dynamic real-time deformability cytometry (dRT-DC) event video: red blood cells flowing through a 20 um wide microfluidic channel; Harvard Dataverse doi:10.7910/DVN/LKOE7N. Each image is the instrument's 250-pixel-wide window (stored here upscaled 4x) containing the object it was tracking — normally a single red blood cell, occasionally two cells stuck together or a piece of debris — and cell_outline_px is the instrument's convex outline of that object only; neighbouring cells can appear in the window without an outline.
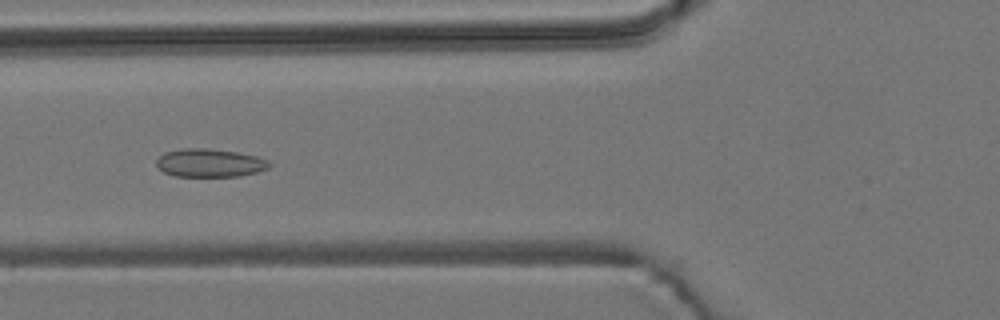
{"species": "common noctule bat (a hibernating species)", "species_latin": "Nyctalus noctula", "temperature_condition": "room temperature", "stored_images_in_passage": 55, "camera_frame_rate_fps": 3000, "um_per_image_px": 0.085, "animal": {"sex": "male", "body_mass_g": 19.2, "forearm_length_mm": 51.8}, "frame": {"image": 1, "passage_image": 21, "time_ms": 6.667, "image_size_px": [1000, 320], "cell_outline_px": [[272, 164], [268, 168], [256, 172], [240, 176], [176, 176], [164, 172], [156, 164], [156, 160], [164, 152], [180, 148], [208, 148], [236, 152], [256, 156], [268, 160]], "centroid_in_image_um": [17.83, 13.84], "position_along_channel_um": 108.0, "area_um2": 18.55}}
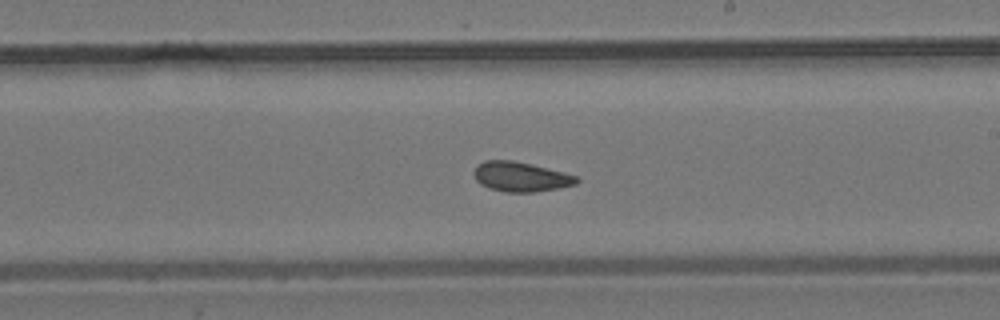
{"frame": {"image": 2, "passage_image": 32, "time_ms": 10.333, "image_size_px": [1000, 320], "cell_outline_px": [[580, 180], [576, 184], [556, 188], [532, 192], [504, 192], [488, 188], [480, 184], [476, 180], [472, 172], [476, 164], [484, 160], [512, 160], [532, 164], [580, 176]], "centroid_in_image_um": [44.23, 15.01], "position_along_channel_um": 244.8, "area_um2": 18.03}}
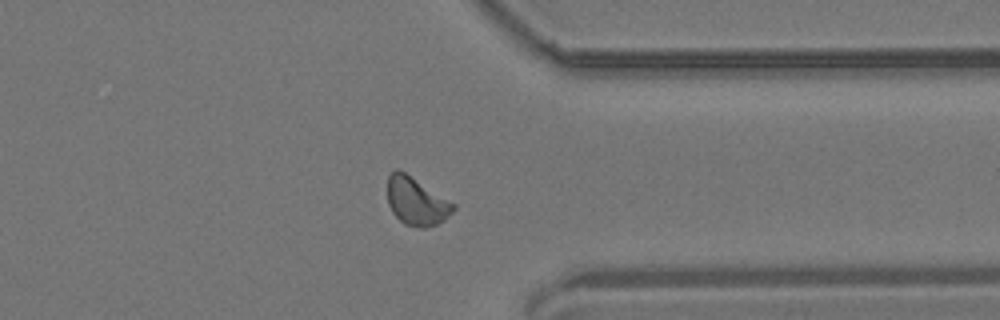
{"frame": {"image": 3, "passage_image": 43, "time_ms": 14.0, "image_size_px": [1000, 320], "cell_outline_px": [[456, 208], [444, 220], [436, 224], [424, 228], [420, 228], [404, 224], [392, 212], [388, 204], [388, 176], [396, 168], [400, 168], [456, 204]], "centroid_in_image_um": [35.39, 17.09], "position_along_channel_um": 376.0, "area_um2": 18.55}, "authors_computed_cell_mechanics": {"area_um2": 18.207, "velocity_mm_per_s": 3.724, "shape_relaxation_time_tau1_ms": null, "shape_relaxation_time_tau2_ms": 1.9066, "deformation_change_tau1": null, "deformation_change_tau2": 0.0718}}